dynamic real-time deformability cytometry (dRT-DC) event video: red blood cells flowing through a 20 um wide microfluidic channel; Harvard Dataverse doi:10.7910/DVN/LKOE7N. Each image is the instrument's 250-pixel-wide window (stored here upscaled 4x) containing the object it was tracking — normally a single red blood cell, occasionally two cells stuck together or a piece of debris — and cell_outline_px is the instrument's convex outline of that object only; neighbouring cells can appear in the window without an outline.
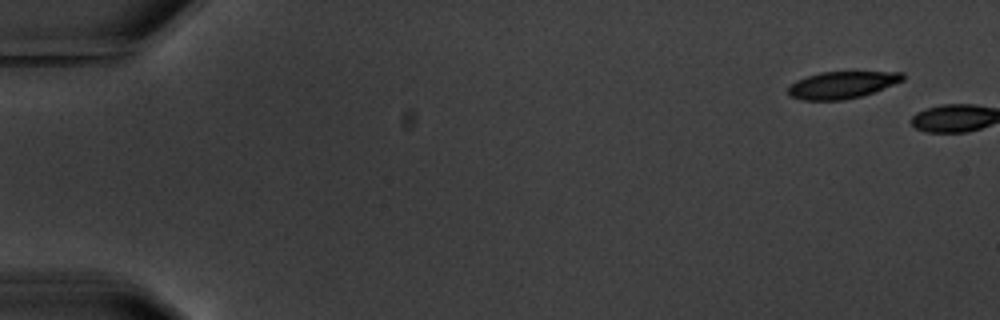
{"species": "common noctule bat (a hibernating species)", "species_latin": "Nyctalus noctula", "temperature_condition": "warm", "stored_images_in_passage": 2, "camera_frame_rate_fps": 3000, "um_per_image_px": 0.085, "animal": {"sex": "male", "body_mass_g": 20.1, "forearm_length_mm": 53.5}, "frame": {"image": 1, "passage_image": 1, "time_ms": 0.0, "image_size_px": [1000, 320], "cell_outline_px": [[904, 80], [876, 92], [844, 100], [804, 100], [788, 96], [788, 88], [796, 80], [820, 72], [904, 72]], "centroid_in_image_um": [71.59, 7.22], "position_along_channel_um": 13.4, "area_um2": 18.09}}